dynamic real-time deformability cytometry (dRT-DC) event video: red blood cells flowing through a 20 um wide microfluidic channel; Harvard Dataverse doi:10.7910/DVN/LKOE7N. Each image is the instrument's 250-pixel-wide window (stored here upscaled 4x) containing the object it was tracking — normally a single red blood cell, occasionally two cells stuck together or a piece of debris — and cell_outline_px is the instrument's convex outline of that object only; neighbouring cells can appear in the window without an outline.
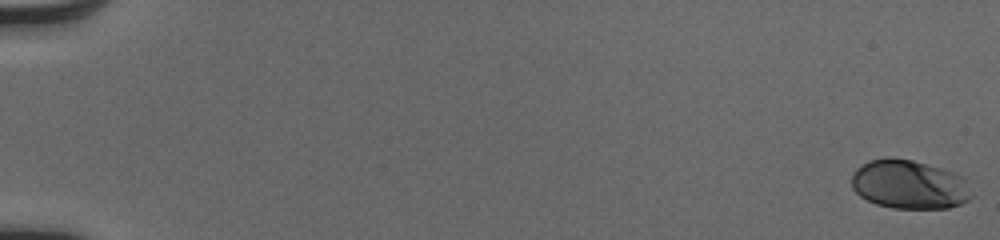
{"species": "human", "species_latin": "Homo sapiens", "temperature_condition": "cold", "stored_images_in_passage": 53, "camera_frame_rate_fps": 3000, "um_per_image_px": 0.085, "donor": {"sex": "male"}, "frame": {"image": 1, "passage_image": 1, "time_ms": 0.0, "image_size_px": [1000, 240], "cell_outline_px": [[972, 196], [968, 200], [960, 204], [948, 208], [892, 208], [876, 204], [860, 196], [852, 188], [852, 176], [856, 168], [868, 160], [888, 156], [892, 156], [912, 160], [940, 168], [952, 172], [960, 176]], "centroid_in_image_um": [77.21, 15.67], "position_along_channel_um": 7.8, "area_um2": 33.99}}
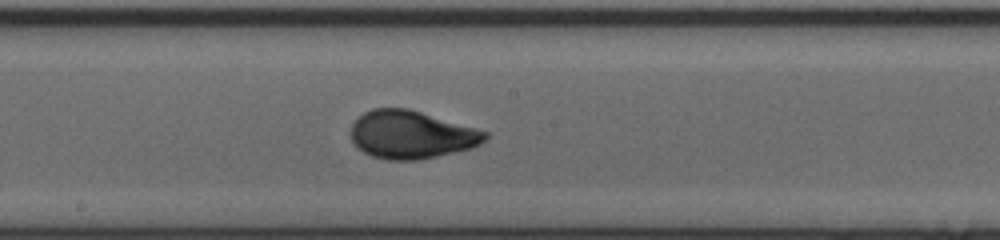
{"frame": {"image": 2, "passage_image": 31, "time_ms": 10.0, "image_size_px": [1000, 240], "cell_outline_px": [[488, 136], [480, 144], [472, 148], [420, 160], [388, 160], [372, 156], [356, 148], [352, 144], [352, 124], [364, 112], [372, 108], [408, 108], [488, 132]], "centroid_in_image_um": [34.94, 11.46], "position_along_channel_um": 213.3, "area_um2": 37.4}}
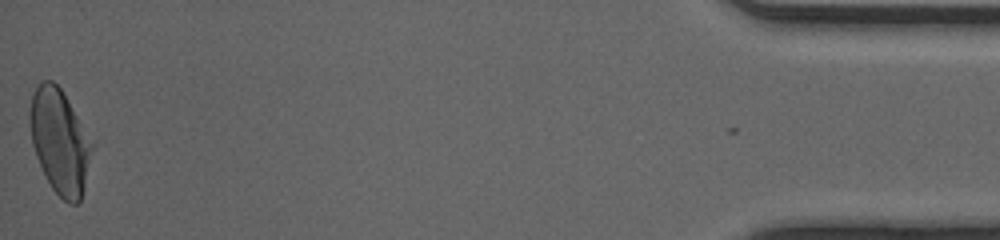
{"frame": {"image": 3, "passage_image": 53, "time_ms": 17.333, "image_size_px": [1000, 240], "cell_outline_px": [[92, 148], [84, 188], [80, 200], [76, 204], [68, 204], [52, 188], [36, 156], [32, 144], [28, 120], [28, 112], [32, 96], [40, 80], [52, 80], [60, 88], [92, 144]], "centroid_in_image_um": [5.03, 12.02], "position_along_channel_um": 430.2, "area_um2": 36.93}, "authors_computed_cell_mechanics": {"area_um2": 36.125, "velocity_mm_per_s": 4.1127, "shape_relaxation_time_tau1_ms": 3.5982, "shape_relaxation_time_tau2_ms": null, "deformation_change_tau1": 0.1545, "deformation_change_tau2": null}}